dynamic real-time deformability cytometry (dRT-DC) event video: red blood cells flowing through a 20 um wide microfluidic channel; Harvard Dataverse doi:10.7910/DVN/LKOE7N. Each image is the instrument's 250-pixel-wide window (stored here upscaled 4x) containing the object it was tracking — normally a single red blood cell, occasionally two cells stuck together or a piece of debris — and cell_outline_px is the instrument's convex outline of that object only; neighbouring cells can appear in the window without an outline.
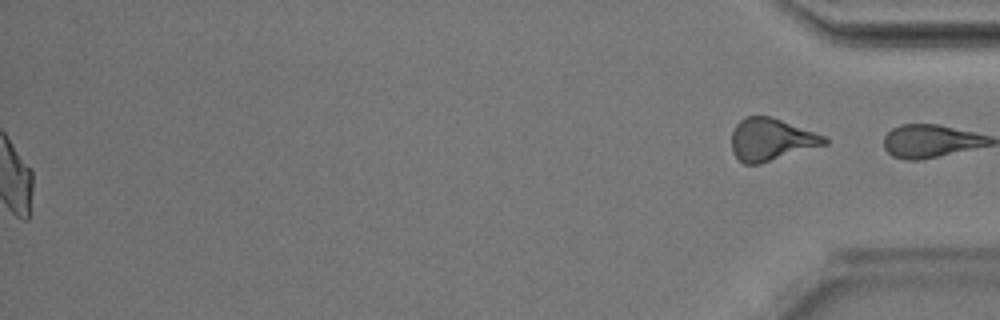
{"species": "Egyptian fruit bat (a non-hibernating species)", "species_latin": "Rousettus aegyptiacus", "temperature_condition": "room temperature", "stored_images_in_passage": 49, "segment_of_instrument_passage": [2, 2], "camera_frame_rate_fps": 3000, "um_per_image_px": 0.085, "animal": {"sex": "male"}, "frame": {"image": 1, "passage_image": 49, "time_ms": 16.0, "image_size_px": [1000, 320], "cell_outline_px": [[828, 144], [760, 164], [744, 164], [732, 152], [732, 132], [736, 124], [744, 116], [768, 116], [780, 120], [824, 136], [828, 140]], "centroid_in_image_um": [65.52, 11.87], "position_along_channel_um": 369.7, "area_um2": 22.66}}